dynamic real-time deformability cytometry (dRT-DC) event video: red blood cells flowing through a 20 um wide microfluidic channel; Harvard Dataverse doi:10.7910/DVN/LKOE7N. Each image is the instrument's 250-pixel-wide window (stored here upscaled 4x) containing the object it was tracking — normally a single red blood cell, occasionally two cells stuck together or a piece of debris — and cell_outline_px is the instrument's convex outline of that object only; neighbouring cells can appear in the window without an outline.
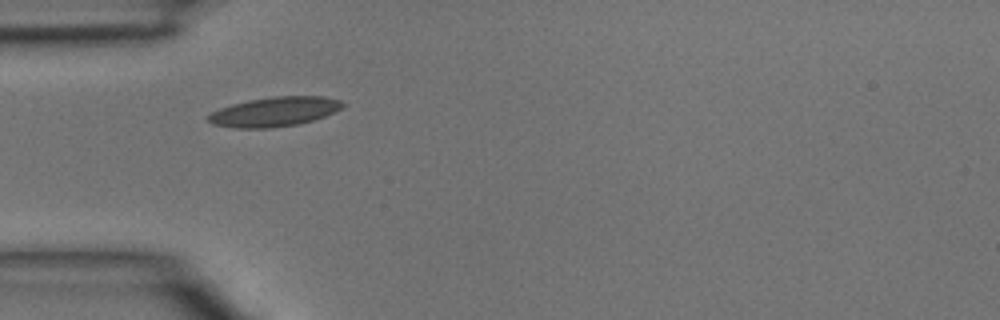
{"species": "common noctule bat (a hibernating species)", "species_latin": "Nyctalus noctula", "temperature_condition": "room temperature", "stored_images_in_passage": 2, "camera_frame_rate_fps": 3000, "um_per_image_px": 0.085, "animal": {"sex": "male", "body_mass_g": 15.6}, "frame": {"image": 1, "passage_image": 1, "time_ms": 0.0, "image_size_px": [1000, 320], "cell_outline_px": [[344, 104], [340, 108], [324, 116], [300, 124], [268, 128], [236, 128], [212, 124], [208, 120], [208, 116], [212, 112], [220, 108], [232, 104], [248, 100], [276, 96], [324, 96], [344, 100]], "centroid_in_image_um": [23.34, 9.49], "position_along_channel_um": 61.7, "area_um2": 23.0}}